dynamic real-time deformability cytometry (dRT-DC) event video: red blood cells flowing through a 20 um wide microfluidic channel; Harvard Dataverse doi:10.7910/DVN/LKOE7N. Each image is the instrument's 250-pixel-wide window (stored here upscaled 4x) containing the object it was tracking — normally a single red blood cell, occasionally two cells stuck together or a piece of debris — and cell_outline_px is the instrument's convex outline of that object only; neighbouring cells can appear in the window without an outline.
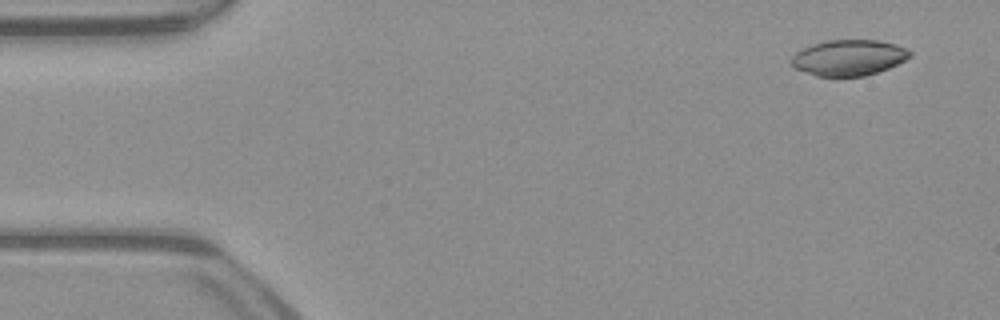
{"species": "common noctule bat (a hibernating species)", "species_latin": "Nyctalus noctula", "temperature_condition": "warm", "stored_images_in_passage": 50, "camera_frame_rate_fps": 3000, "um_per_image_px": 0.085, "animal": {"sex": "male", "body_mass_g": 23.1, "forearm_length_mm": 52.7}, "frame": {"image": 1, "passage_image": 2, "time_ms": 0.333, "image_size_px": [1000, 320], "cell_outline_px": [[912, 56], [888, 68], [864, 76], [816, 76], [796, 68], [792, 64], [792, 56], [796, 52], [812, 44], [828, 40], [876, 40], [908, 48], [912, 52]], "centroid_in_image_um": [72.15, 4.9], "position_along_channel_um": 12.8, "area_um2": 24.45}}
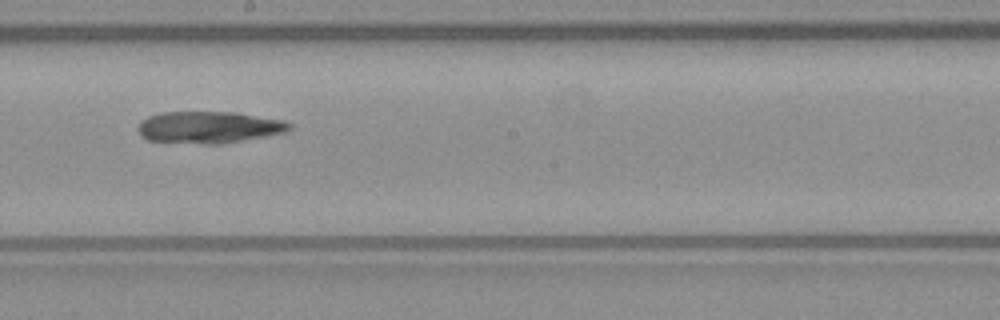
{"frame": {"image": 2, "passage_image": 27, "time_ms": 8.667, "image_size_px": [1000, 320], "cell_outline_px": [[292, 128], [288, 132], [220, 144], [204, 144], [148, 140], [140, 136], [136, 128], [140, 120], [148, 116], [160, 112], [236, 112], [284, 120], [292, 124]], "centroid_in_image_um": [17.74, 10.81], "position_along_channel_um": 230.5, "area_um2": 28.38}}
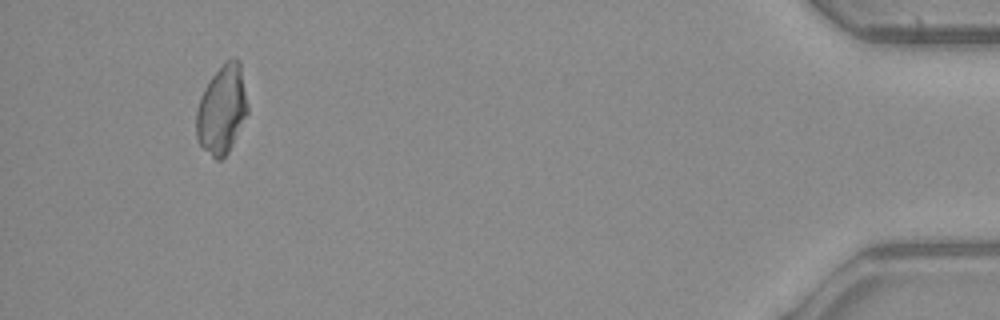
{"frame": {"image": 3, "passage_image": 47, "time_ms": 15.333, "image_size_px": [1000, 320], "cell_outline_px": [[248, 112], [228, 152], [220, 160], [216, 160], [200, 144], [196, 136], [196, 108], [200, 96], [204, 88], [212, 76], [232, 56], [236, 56], [240, 60], [248, 108]], "centroid_in_image_um": [18.85, 9.29], "position_along_channel_um": 416.3, "area_um2": 26.3}}